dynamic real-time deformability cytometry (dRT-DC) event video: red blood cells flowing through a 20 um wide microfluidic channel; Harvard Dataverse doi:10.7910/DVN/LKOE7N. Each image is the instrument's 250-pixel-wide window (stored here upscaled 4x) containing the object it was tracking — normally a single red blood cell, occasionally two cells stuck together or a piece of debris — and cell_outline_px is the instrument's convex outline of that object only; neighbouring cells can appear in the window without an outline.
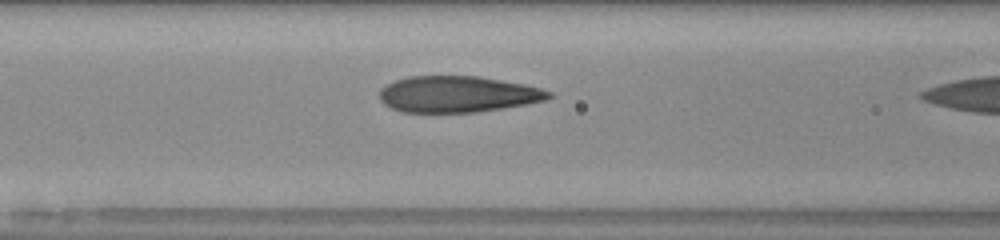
{"species": "human", "species_latin": "Homo sapiens", "temperature_condition": "room temperature", "stored_images_in_passage": 22, "camera_frame_rate_fps": 3000, "um_per_image_px": 0.085, "donor": {"sex": "male"}, "frame": {"image": 1, "passage_image": 18, "time_ms": 5.667, "image_size_px": [1000, 240], "cell_outline_px": [[552, 96], [544, 100], [528, 104], [504, 108], [476, 112], [404, 112], [392, 108], [384, 104], [380, 100], [380, 88], [396, 80], [408, 76], [476, 76], [524, 84], [540, 88], [552, 92]], "centroid_in_image_um": [38.9, 8.01], "position_along_channel_um": 127.7, "area_um2": 35.66}}